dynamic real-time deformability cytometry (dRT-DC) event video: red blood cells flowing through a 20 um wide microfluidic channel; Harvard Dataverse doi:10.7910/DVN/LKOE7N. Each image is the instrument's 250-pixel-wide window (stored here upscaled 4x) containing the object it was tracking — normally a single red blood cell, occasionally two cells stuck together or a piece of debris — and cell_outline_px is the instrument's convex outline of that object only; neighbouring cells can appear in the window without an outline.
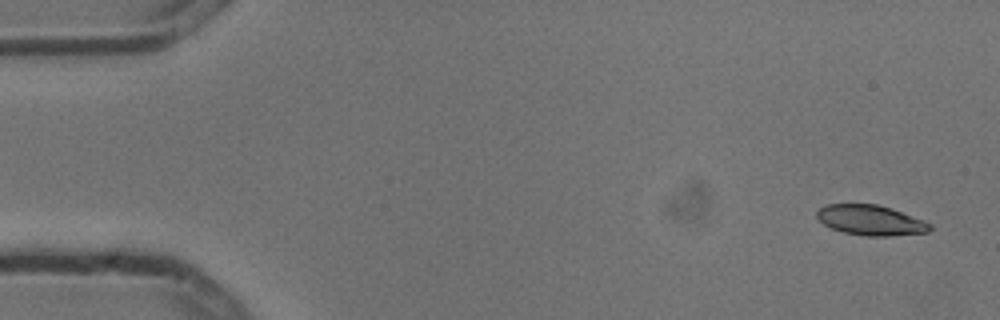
{"species": "common noctule bat (a hibernating species)", "species_latin": "Nyctalus noctula", "temperature_condition": "cold", "stored_images_in_passage": 4, "camera_frame_rate_fps": 3000, "um_per_image_px": 0.085, "animal": {"sex": "male", "body_mass_g": 13.3}, "frame": {"image": 1, "passage_image": 1, "time_ms": 0.0, "image_size_px": [1000, 320], "cell_outline_px": [[932, 228], [928, 232], [892, 236], [868, 236], [844, 232], [832, 228], [824, 224], [816, 216], [816, 212], [820, 208], [828, 204], [876, 204], [892, 208], [924, 220], [932, 224]], "centroid_in_image_um": [74.04, 18.71], "position_along_channel_um": 11.0, "area_um2": 19.88}}
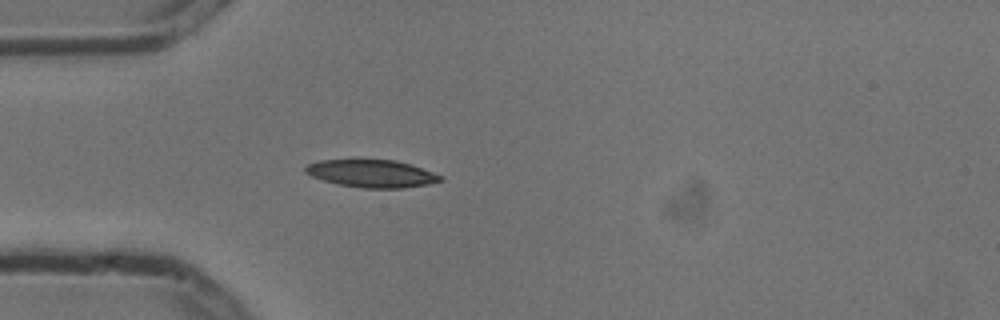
{"frame": {"image": 2, "passage_image": 4, "time_ms": 1.0, "image_size_px": [1000, 320], "cell_outline_px": [[444, 180], [428, 184], [404, 188], [364, 188], [340, 184], [324, 180], [312, 176], [304, 172], [304, 168], [308, 164], [320, 160], [396, 160], [432, 172], [440, 176]], "centroid_in_image_um": [31.58, 14.75], "position_along_channel_um": 53.4, "area_um2": 21.33}}